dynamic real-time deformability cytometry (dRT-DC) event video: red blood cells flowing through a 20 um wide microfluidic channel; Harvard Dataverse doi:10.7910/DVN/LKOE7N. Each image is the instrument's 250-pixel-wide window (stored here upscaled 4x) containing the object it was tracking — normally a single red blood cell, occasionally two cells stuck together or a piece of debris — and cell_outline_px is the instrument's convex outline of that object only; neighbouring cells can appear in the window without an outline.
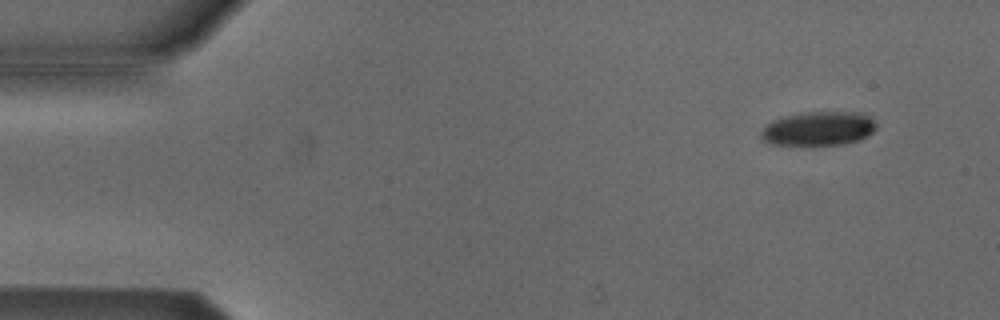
{"species": "Egyptian fruit bat (a non-hibernating species)", "species_latin": "Rousettus aegyptiacus", "temperature_condition": "cold", "stored_images_in_passage": 6, "camera_frame_rate_fps": 3000, "um_per_image_px": 0.085, "animal": {"sex": "male"}, "frame": {"image": 1, "passage_image": 2, "time_ms": 0.333, "image_size_px": [1000, 320], "cell_outline_px": [[876, 128], [868, 136], [860, 140], [844, 144], [768, 144], [760, 136], [760, 132], [764, 124], [772, 120], [784, 116], [804, 112], [860, 112], [868, 116], [876, 124]], "centroid_in_image_um": [69.54, 10.92], "position_along_channel_um": 15.5, "area_um2": 22.89}}